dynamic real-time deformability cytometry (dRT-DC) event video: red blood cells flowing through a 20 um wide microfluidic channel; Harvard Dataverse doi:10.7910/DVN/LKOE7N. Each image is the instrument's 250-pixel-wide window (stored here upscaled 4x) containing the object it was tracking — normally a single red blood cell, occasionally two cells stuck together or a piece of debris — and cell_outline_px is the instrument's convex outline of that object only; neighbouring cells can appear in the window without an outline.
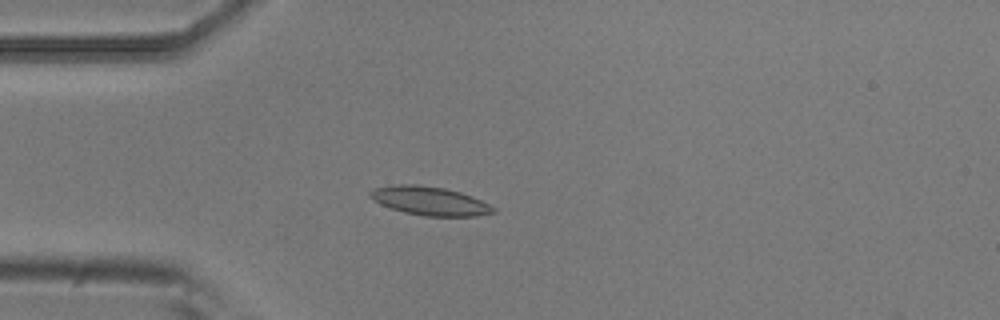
{"species": "common noctule bat (a hibernating species)", "species_latin": "Nyctalus noctula", "temperature_condition": "room temperature", "stored_images_in_passage": 4, "camera_frame_rate_fps": 3000, "um_per_image_px": 0.085, "animal": {"sex": "male", "body_mass_g": 20.5, "forearm_length_mm": 52.5}, "frame": {"image": 1, "passage_image": 4, "time_ms": 1.0, "image_size_px": [1000, 320], "cell_outline_px": [[496, 212], [476, 216], [424, 216], [404, 212], [380, 204], [368, 196], [368, 192], [376, 188], [392, 184], [416, 184], [444, 188], [460, 192], [472, 196], [496, 208]], "centroid_in_image_um": [36.51, 17.07], "position_along_channel_um": 48.5, "area_um2": 20.58}}